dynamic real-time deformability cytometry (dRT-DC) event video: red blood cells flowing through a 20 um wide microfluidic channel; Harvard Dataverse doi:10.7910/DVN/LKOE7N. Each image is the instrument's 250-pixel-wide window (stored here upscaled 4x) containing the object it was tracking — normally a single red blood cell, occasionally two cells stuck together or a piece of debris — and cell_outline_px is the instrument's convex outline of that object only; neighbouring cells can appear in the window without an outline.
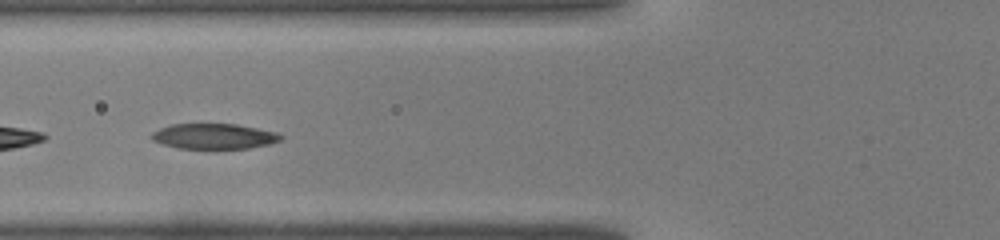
{"species": "common noctule bat (a hibernating species)", "species_latin": "Nyctalus noctula", "temperature_condition": "warm", "stored_images_in_passage": 23, "camera_frame_rate_fps": 3000, "um_per_image_px": 0.085, "animal": {"sex": "male", "body_mass_g": 19.0, "forearm_length_mm": 50.8}, "frame": {"image": 1, "passage_image": 10, "time_ms": 3.0, "image_size_px": [1000, 240], "cell_outline_px": [[284, 136], [280, 140], [268, 144], [248, 148], [180, 148], [164, 144], [152, 140], [148, 136], [152, 132], [160, 128], [172, 124], [236, 124], [276, 132]], "centroid_in_image_um": [18.16, 11.57], "position_along_channel_um": 107.6, "area_um2": 18.9}}